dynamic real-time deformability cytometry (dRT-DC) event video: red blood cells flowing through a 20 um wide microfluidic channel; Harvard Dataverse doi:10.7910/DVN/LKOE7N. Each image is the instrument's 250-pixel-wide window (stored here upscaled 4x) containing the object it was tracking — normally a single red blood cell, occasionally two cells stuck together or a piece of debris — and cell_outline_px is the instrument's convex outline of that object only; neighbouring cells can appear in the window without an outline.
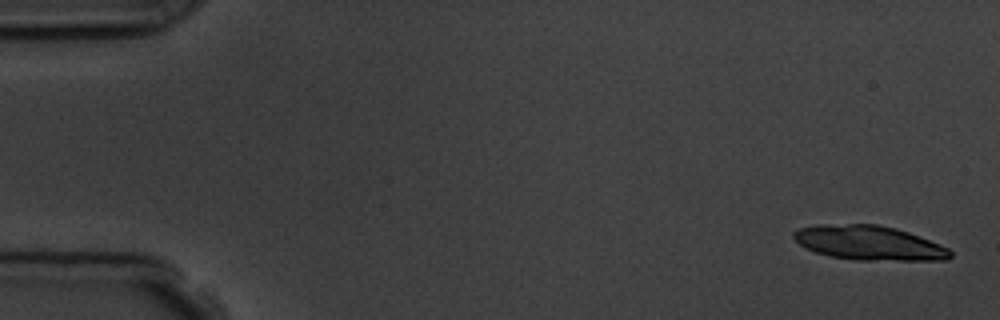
{"species": "common noctule bat (a hibernating species)", "species_latin": "Nyctalus noctula", "temperature_condition": "room temperature", "stored_images_in_passage": 12, "camera_frame_rate_fps": 3000, "um_per_image_px": 0.085, "animal": {"sex": "male", "body_mass_g": 19.5, "forearm_length_mm": 54.6}, "frame": {"image": 1, "passage_image": 1, "time_ms": 0.0, "image_size_px": [1000, 320], "cell_outline_px": [[952, 256], [948, 260], [856, 260], [828, 256], [804, 248], [792, 236], [792, 232], [796, 228], [816, 224], [876, 224], [896, 228], [908, 232], [940, 244], [948, 248], [952, 252]], "centroid_in_image_um": [73.83, 20.64], "position_along_channel_um": 11.2, "area_um2": 31.67}}
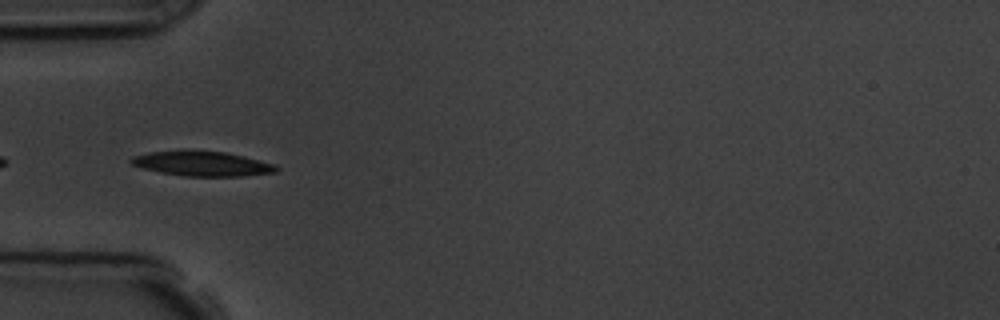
{"frame": {"image": 2, "passage_image": 6, "time_ms": 5.667, "image_size_px": [1000, 320], "cell_outline_px": [[280, 168], [276, 172], [244, 176], [184, 176], [160, 172], [144, 168], [132, 164], [128, 160], [132, 156], [148, 152], [224, 152], [244, 156], [272, 164]], "centroid_in_image_um": [17.19, 13.94], "position_along_channel_um": 67.8, "area_um2": 20.29}}